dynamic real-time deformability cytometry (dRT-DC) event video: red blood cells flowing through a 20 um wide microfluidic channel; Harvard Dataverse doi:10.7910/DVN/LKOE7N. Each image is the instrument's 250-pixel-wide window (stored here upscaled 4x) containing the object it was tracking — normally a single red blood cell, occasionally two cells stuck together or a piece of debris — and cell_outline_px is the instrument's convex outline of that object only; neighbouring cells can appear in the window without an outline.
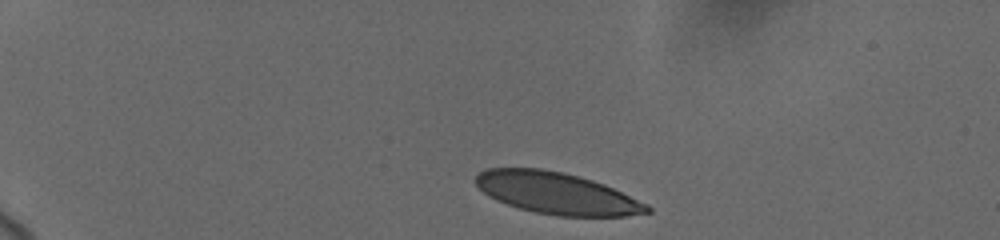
{"species": "human", "species_latin": "Homo sapiens", "temperature_condition": "cold", "stored_images_in_passage": 39, "camera_frame_rate_fps": 3000, "um_per_image_px": 0.085, "donor": {"sex": "female"}, "frame": {"image": 1, "passage_image": 1, "time_ms": 0.0, "image_size_px": [1000, 240], "cell_outline_px": [[652, 212], [628, 216], [556, 216], [536, 212], [520, 208], [496, 200], [488, 196], [476, 184], [476, 176], [480, 172], [488, 168], [540, 168], [564, 172], [592, 180], [604, 184], [648, 204], [652, 208]], "centroid_in_image_um": [47.35, 16.43], "position_along_channel_um": 37.6, "area_um2": 41.5}}
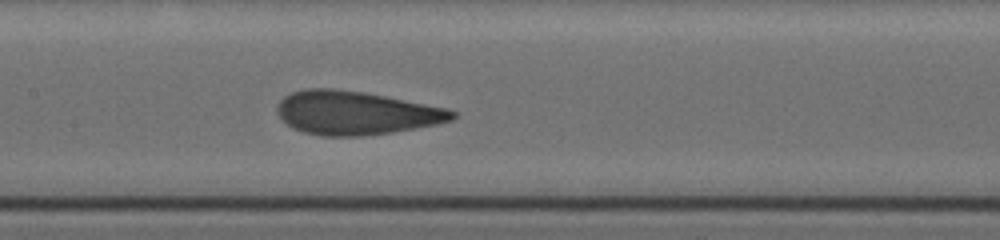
{"frame": {"image": 2, "passage_image": 17, "time_ms": 6.0, "image_size_px": [1000, 240], "cell_outline_px": [[456, 116], [452, 120], [436, 124], [392, 132], [360, 136], [320, 136], [304, 132], [292, 128], [276, 112], [276, 104], [284, 96], [292, 92], [308, 88], [332, 88], [360, 92], [384, 96], [448, 108], [456, 112]], "centroid_in_image_um": [30.21, 9.6], "position_along_channel_um": 177.2, "area_um2": 44.22}}
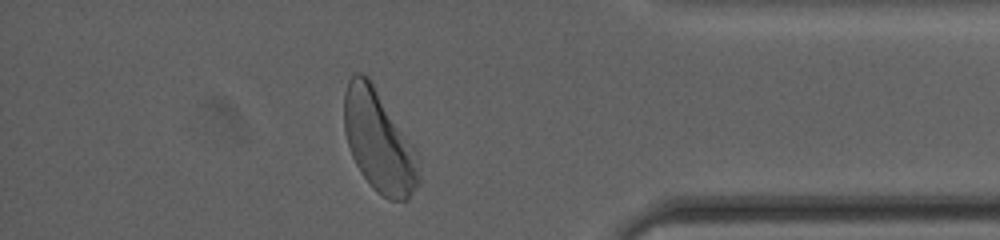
{"frame": {"image": 3, "passage_image": 34, "time_ms": 12.667, "image_size_px": [1000, 240], "cell_outline_px": [[420, 184], [408, 200], [388, 200], [376, 192], [372, 188], [360, 172], [352, 156], [344, 132], [344, 92], [348, 80], [352, 72], [360, 72], [368, 76], [412, 144], [416, 152], [420, 180]], "centroid_in_image_um": [32.18, 12.02], "position_along_channel_um": 403.0, "area_um2": 44.27}, "authors_computed_cell_mechanics": {"area_um2": 44.1592, "velocity_mm_per_s": 3.6623, "shape_relaxation_time_tau1_ms": 3.6083, "shape_relaxation_time_tau2_ms": 0.819, "deformation_change_tau1": 0.167, "deformation_change_tau2": 0.0768}}